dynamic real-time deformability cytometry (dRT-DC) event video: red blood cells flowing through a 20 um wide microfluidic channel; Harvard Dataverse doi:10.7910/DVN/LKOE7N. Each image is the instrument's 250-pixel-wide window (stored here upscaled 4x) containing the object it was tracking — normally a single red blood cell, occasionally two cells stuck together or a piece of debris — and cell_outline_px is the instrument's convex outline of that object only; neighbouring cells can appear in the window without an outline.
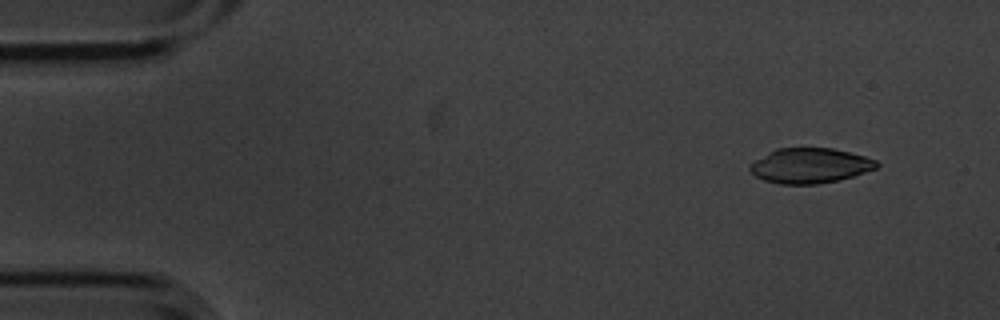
{"species": "common noctule bat (a hibernating species)", "species_latin": "Nyctalus noctula", "temperature_condition": "cold", "stored_images_in_passage": 4, "camera_frame_rate_fps": 3000, "um_per_image_px": 0.085, "animal": {"sex": "male", "body_mass_g": 20.1, "forearm_length_mm": 53.5}, "frame": {"image": 1, "passage_image": 2, "time_ms": 0.333, "image_size_px": [1000, 320], "cell_outline_px": [[880, 164], [876, 168], [852, 176], [820, 184], [780, 184], [764, 180], [756, 176], [748, 168], [756, 160], [768, 152], [776, 148], [832, 148], [864, 156], [876, 160]], "centroid_in_image_um": [68.84, 14.08], "position_along_channel_um": 16.2, "area_um2": 25.61}}